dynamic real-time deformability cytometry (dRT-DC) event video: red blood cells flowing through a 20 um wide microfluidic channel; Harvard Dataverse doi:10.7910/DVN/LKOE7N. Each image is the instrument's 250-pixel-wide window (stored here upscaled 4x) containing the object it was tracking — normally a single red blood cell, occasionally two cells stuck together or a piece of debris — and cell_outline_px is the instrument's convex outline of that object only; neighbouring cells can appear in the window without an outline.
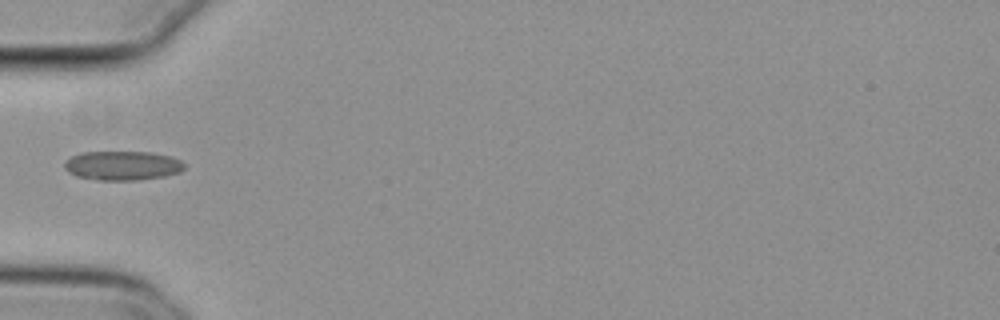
{"species": "common noctule bat (a hibernating species)", "species_latin": "Nyctalus noctula", "temperature_condition": "cold", "stored_images_in_passage": 37, "camera_frame_rate_fps": 3000, "um_per_image_px": 0.085, "animal": {"sex": "female", "body_mass_g": 29.2, "forearm_length_mm": 56.3}, "frame": {"image": 1, "passage_image": 1, "time_ms": 0.0, "image_size_px": [1000, 320], "cell_outline_px": [[184, 168], [180, 172], [164, 176], [136, 180], [96, 180], [76, 176], [68, 172], [64, 168], [64, 160], [80, 152], [152, 152], [172, 156], [180, 160], [184, 164]], "centroid_in_image_um": [10.38, 14.07], "position_along_channel_um": 74.6, "area_um2": 20.58}}
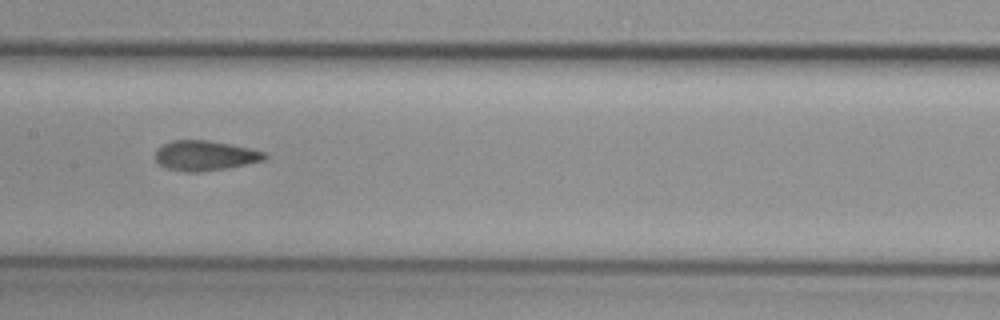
{"frame": {"image": 2, "passage_image": 10, "time_ms": 3.0, "image_size_px": [1000, 320], "cell_outline_px": [[268, 156], [264, 160], [224, 168], [200, 172], [184, 172], [168, 168], [160, 164], [156, 160], [156, 148], [172, 140], [208, 140], [232, 144], [264, 152]], "centroid_in_image_um": [17.4, 13.21], "position_along_channel_um": 190.0, "area_um2": 18.9}}
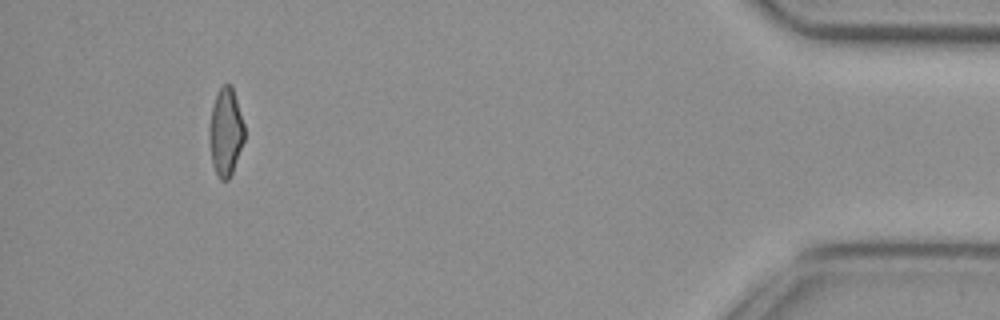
{"frame": {"image": 3, "passage_image": 33, "time_ms": 10.667, "image_size_px": [1000, 320], "cell_outline_px": [[244, 140], [232, 172], [228, 180], [220, 180], [216, 176], [212, 164], [208, 136], [208, 128], [212, 108], [216, 92], [224, 84], [232, 84], [244, 124]], "centroid_in_image_um": [19.16, 11.22], "position_along_channel_um": 416.0, "area_um2": 18.15}, "authors_computed_cell_mechanics": {"area_um2": 19.0162, "velocity_mm_per_s": 3.8178, "shape_relaxation_time_tau1_ms": null, "shape_relaxation_time_tau2_ms": 1.5419, "deformation_change_tau1": null, "deformation_change_tau2": 0.0653}}